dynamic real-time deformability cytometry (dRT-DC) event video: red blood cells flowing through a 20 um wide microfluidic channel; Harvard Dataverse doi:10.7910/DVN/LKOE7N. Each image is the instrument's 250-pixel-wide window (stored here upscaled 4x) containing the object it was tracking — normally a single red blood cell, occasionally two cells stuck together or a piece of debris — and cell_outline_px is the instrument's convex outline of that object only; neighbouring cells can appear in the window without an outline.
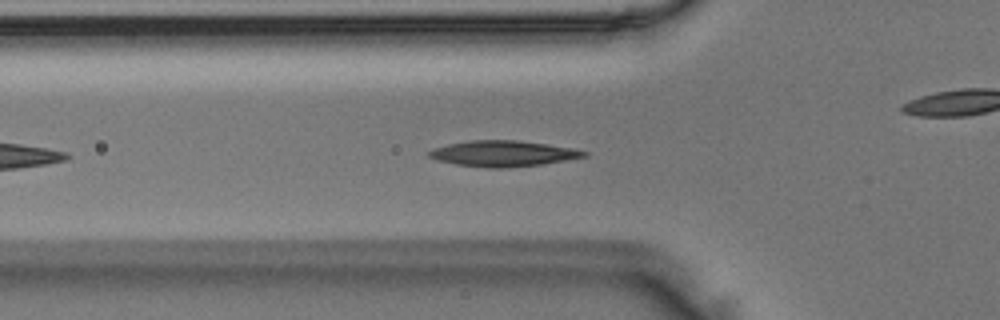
{"species": "Egyptian fruit bat (a non-hibernating species)", "species_latin": "Rousettus aegyptiacus", "temperature_condition": "room temperature", "stored_images_in_passage": 35, "camera_frame_rate_fps": 3000, "um_per_image_px": 0.085, "animal": {"sex": "male"}, "frame": {"image": 1, "passage_image": 8, "time_ms": 2.333, "image_size_px": [1000, 320], "cell_outline_px": [[588, 156], [540, 164], [504, 168], [488, 168], [456, 164], [436, 160], [428, 156], [428, 152], [436, 148], [448, 144], [468, 140], [516, 140], [548, 144], [572, 148], [588, 152]], "centroid_in_image_um": [42.75, 13.05], "position_along_channel_um": 83.1, "area_um2": 23.12}}
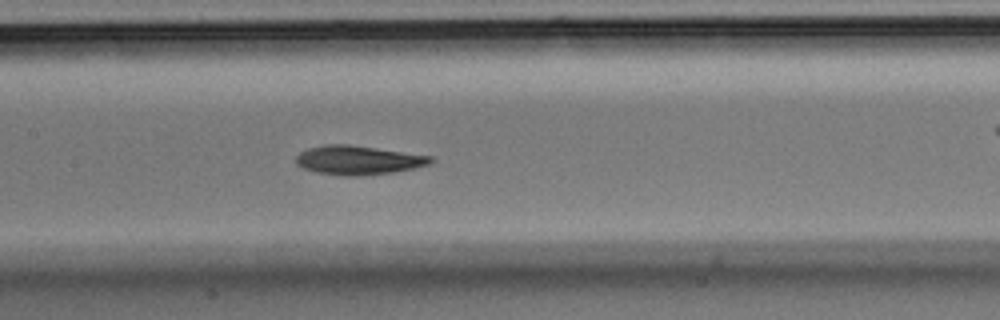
{"frame": {"image": 2, "passage_image": 15, "time_ms": 4.667, "image_size_px": [1000, 320], "cell_outline_px": [[436, 160], [428, 164], [396, 172], [352, 176], [340, 176], [316, 172], [304, 168], [296, 164], [296, 156], [300, 152], [308, 148], [324, 144], [348, 144], [432, 156]], "centroid_in_image_um": [30.42, 13.61], "position_along_channel_um": 177.0, "area_um2": 22.72}}
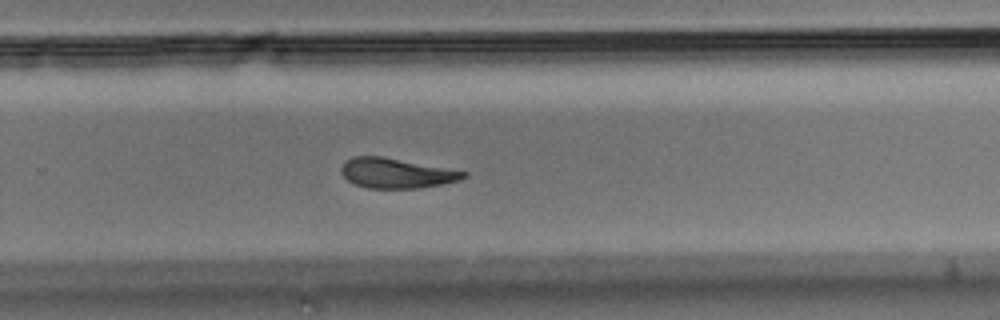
{"frame": {"image": 3, "passage_image": 24, "time_ms": 7.667, "image_size_px": [1000, 320], "cell_outline_px": [[468, 176], [460, 180], [440, 184], [416, 188], [368, 188], [356, 184], [348, 180], [340, 172], [340, 168], [344, 160], [352, 156], [380, 156], [468, 172]], "centroid_in_image_um": [33.65, 14.71], "position_along_channel_um": 296.2, "area_um2": 21.15}}